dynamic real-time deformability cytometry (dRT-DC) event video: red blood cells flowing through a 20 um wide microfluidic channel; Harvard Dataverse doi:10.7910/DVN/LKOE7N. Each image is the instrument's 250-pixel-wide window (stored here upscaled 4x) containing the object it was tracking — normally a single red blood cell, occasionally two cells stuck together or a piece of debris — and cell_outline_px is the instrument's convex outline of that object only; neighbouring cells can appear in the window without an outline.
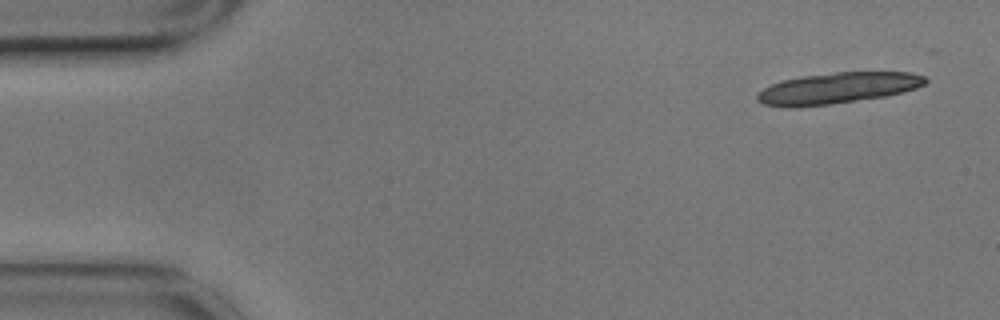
{"species": "common noctule bat (a hibernating species)", "species_latin": "Nyctalus noctula", "temperature_condition": "cold", "stored_images_in_passage": 5, "camera_frame_rate_fps": 3000, "um_per_image_px": 0.085, "animal": {"sex": "male", "body_mass_g": 17.9}, "frame": {"image": 1, "passage_image": 1, "time_ms": 0.0, "image_size_px": [1000, 320], "cell_outline_px": [[928, 80], [924, 84], [916, 88], [904, 92], [888, 96], [800, 108], [788, 108], [764, 104], [756, 100], [756, 96], [764, 88], [772, 84], [784, 80], [800, 76], [836, 72], [912, 72], [924, 76]], "centroid_in_image_um": [71.2, 7.5], "position_along_channel_um": 13.8, "area_um2": 30.63}}
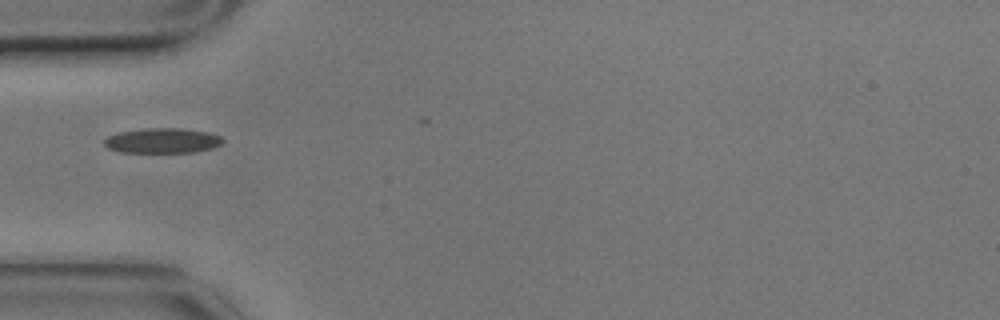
{"frame": {"image": 2, "passage_image": 5, "time_ms": 1.333, "image_size_px": [1000, 320], "cell_outline_px": [[224, 140], [220, 144], [212, 148], [192, 152], [120, 152], [108, 148], [104, 144], [104, 140], [108, 136], [120, 132], [148, 128], [180, 128], [208, 132], [220, 136]], "centroid_in_image_um": [13.8, 11.95], "position_along_channel_um": 71.2, "area_um2": 17.11}}